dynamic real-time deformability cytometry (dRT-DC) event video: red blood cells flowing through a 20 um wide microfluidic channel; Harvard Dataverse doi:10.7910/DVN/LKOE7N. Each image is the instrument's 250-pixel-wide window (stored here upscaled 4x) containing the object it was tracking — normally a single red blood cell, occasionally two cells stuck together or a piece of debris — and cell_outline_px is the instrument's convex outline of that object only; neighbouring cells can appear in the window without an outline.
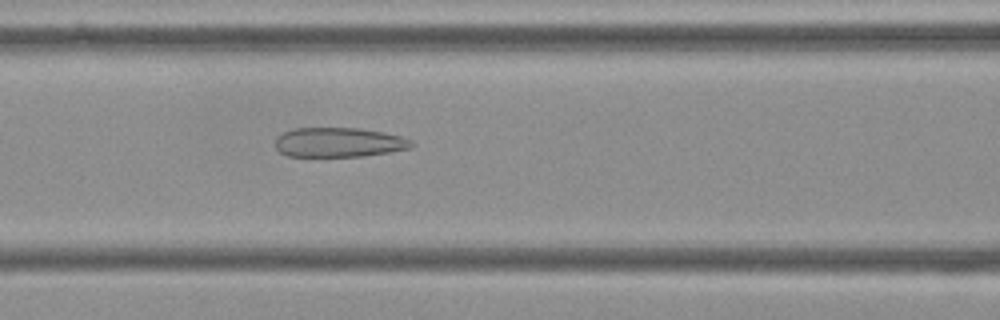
{"species": "Egyptian fruit bat (a non-hibernating species)", "species_latin": "Rousettus aegyptiacus", "temperature_condition": "cold", "stored_images_in_passage": 41, "camera_frame_rate_fps": 3000, "um_per_image_px": 0.085, "frame": {"image": 1, "passage_image": 16, "time_ms": 5.0, "image_size_px": [1000, 320], "cell_outline_px": [[416, 144], [412, 148], [364, 156], [288, 156], [280, 152], [276, 148], [276, 136], [292, 128], [360, 128], [384, 132], [400, 136], [412, 140]], "centroid_in_image_um": [28.82, 12.09], "position_along_channel_um": 137.8, "area_um2": 23.58}}
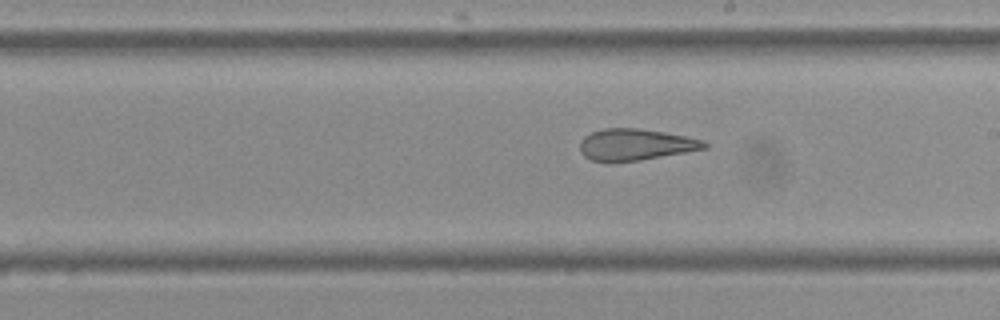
{"frame": {"image": 2, "passage_image": 24, "time_ms": 7.667, "image_size_px": [1000, 320], "cell_outline_px": [[708, 148], [640, 160], [592, 160], [584, 156], [580, 152], [580, 140], [584, 136], [592, 132], [604, 128], [636, 128], [664, 132], [704, 140], [708, 144]], "centroid_in_image_um": [54.03, 12.27], "position_along_channel_um": 235.0, "area_um2": 22.43}}
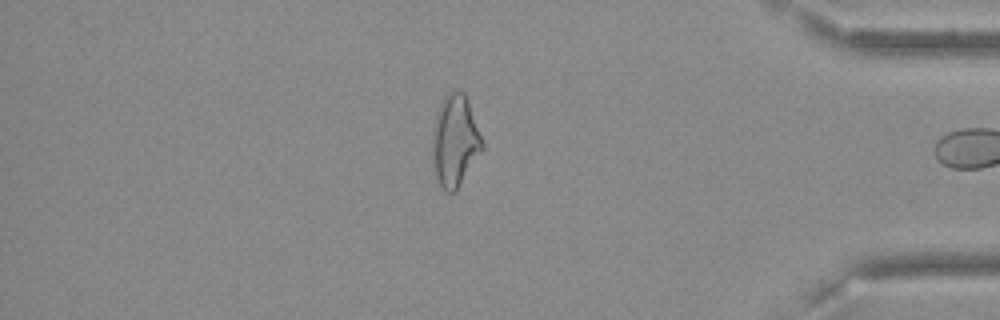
{"frame": {"image": 3, "passage_image": 40, "time_ms": 13.0, "image_size_px": [1000, 320], "cell_outline_px": [[484, 148], [456, 192], [448, 192], [440, 184], [436, 176], [432, 156], [432, 128], [436, 112], [444, 96], [448, 92], [464, 92], [484, 144]], "centroid_in_image_um": [38.66, 11.99], "position_along_channel_um": 396.5, "area_um2": 26.47}, "authors_computed_cell_mechanics": {"area_um2": 24.5072, "velocity_mm_per_s": 3.6486, "shape_relaxation_time_tau1_ms": null, "shape_relaxation_time_tau2_ms": 2.2326, "deformation_change_tau1": null, "deformation_change_tau2": 0.1258}}